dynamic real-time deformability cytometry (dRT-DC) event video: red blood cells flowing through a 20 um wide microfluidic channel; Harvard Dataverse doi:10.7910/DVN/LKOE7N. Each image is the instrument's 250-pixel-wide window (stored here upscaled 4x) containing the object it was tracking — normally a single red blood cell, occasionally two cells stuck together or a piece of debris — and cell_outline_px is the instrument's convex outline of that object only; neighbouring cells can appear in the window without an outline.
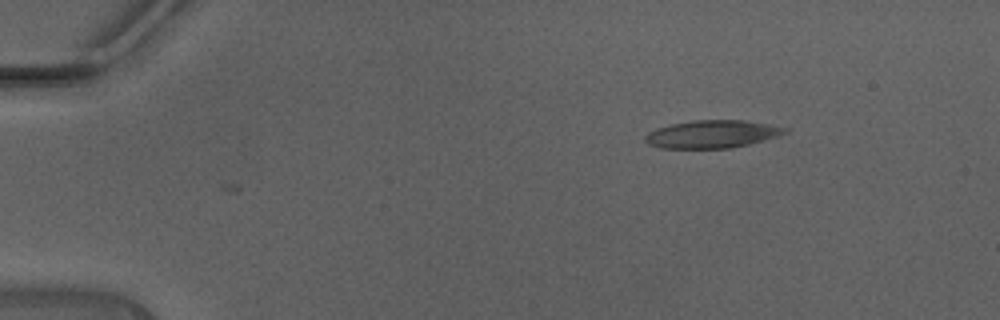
{"species": "Egyptian fruit bat (a non-hibernating species)", "species_latin": "Rousettus aegyptiacus", "temperature_condition": "warm", "stored_images_in_passage": 15, "camera_frame_rate_fps": 3000, "um_per_image_px": 0.085, "animal": {"sex": "male"}, "frame": {"image": 1, "passage_image": 1, "time_ms": 0.0, "image_size_px": [1000, 320], "cell_outline_px": [[788, 132], [780, 136], [732, 148], [660, 148], [648, 144], [644, 140], [644, 136], [648, 132], [656, 128], [672, 124], [692, 120], [744, 120], [768, 124], [788, 128]], "centroid_in_image_um": [60.53, 11.4], "position_along_channel_um": 24.5, "area_um2": 22.72}}
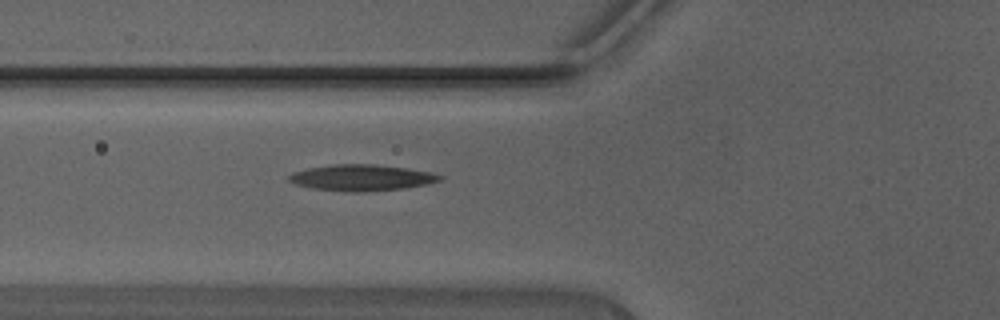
{"frame": {"image": 2, "passage_image": 12, "time_ms": 3.667, "image_size_px": [1000, 320], "cell_outline_px": [[444, 176], [440, 180], [428, 184], [404, 188], [364, 192], [344, 192], [312, 188], [296, 184], [288, 180], [288, 176], [292, 172], [308, 168], [332, 164], [376, 164], [408, 168], [432, 172]], "centroid_in_image_um": [30.74, 15.1], "position_along_channel_um": 95.1, "area_um2": 23.24}}
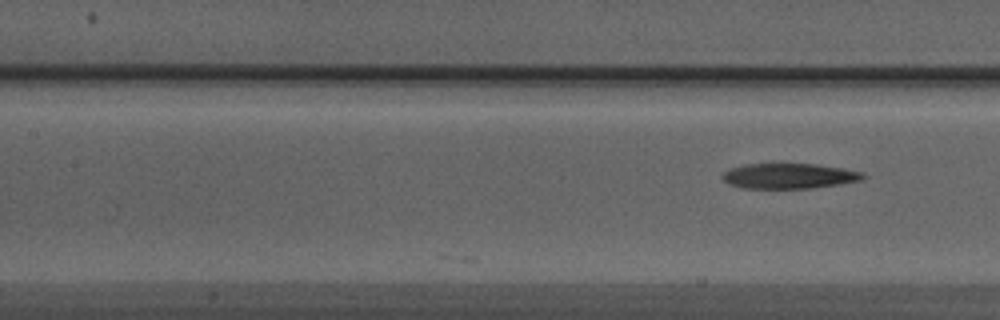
{"frame": {"image": 3, "passage_image": 15, "time_ms": 4.667, "image_size_px": [1000, 320], "cell_outline_px": [[868, 176], [860, 180], [840, 184], [812, 188], [740, 188], [728, 184], [720, 176], [724, 172], [732, 168], [744, 164], [816, 164], [844, 168], [864, 172]], "centroid_in_image_um": [67.09, 14.96], "position_along_channel_um": 140.3, "area_um2": 20.81}}